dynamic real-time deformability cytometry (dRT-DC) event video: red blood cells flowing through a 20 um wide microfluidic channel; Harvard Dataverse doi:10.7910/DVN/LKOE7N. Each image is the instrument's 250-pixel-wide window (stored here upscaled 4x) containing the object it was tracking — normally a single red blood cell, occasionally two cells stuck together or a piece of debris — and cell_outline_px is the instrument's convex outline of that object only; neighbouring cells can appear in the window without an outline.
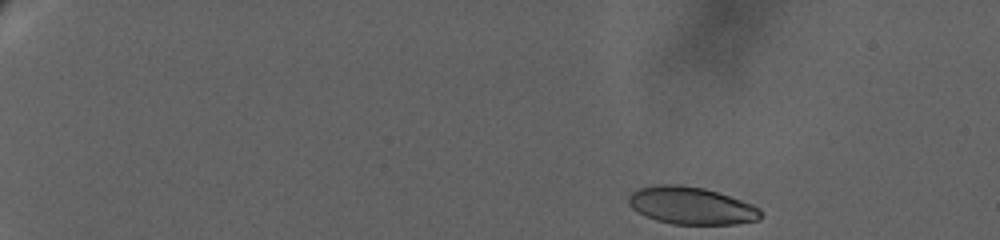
{"species": "human", "species_latin": "Homo sapiens", "temperature_condition": "warm", "stored_images_in_passage": 74, "camera_frame_rate_fps": 3000, "um_per_image_px": 0.085, "donor": {"sex": "female"}, "frame": {"image": 1, "passage_image": 1, "time_ms": 0.0, "image_size_px": [1000, 240], "cell_outline_px": [[760, 220], [736, 224], [672, 224], [656, 220], [632, 208], [628, 204], [628, 196], [632, 192], [640, 188], [660, 184], [680, 184], [704, 188], [752, 204], [760, 208]], "centroid_in_image_um": [58.75, 17.48], "position_along_channel_um": 26.2, "area_um2": 28.61}}
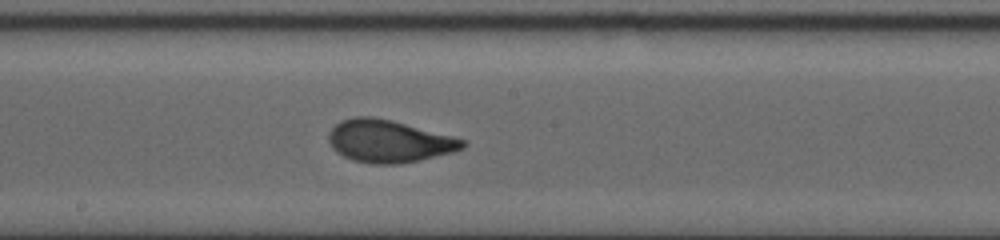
{"frame": {"image": 2, "passage_image": 41, "time_ms": 11.667, "image_size_px": [1000, 240], "cell_outline_px": [[468, 144], [464, 148], [452, 152], [420, 160], [400, 164], [372, 164], [352, 160], [336, 152], [332, 148], [328, 140], [328, 132], [340, 120], [352, 116], [372, 116], [392, 120], [468, 140]], "centroid_in_image_um": [33.05, 11.99], "position_along_channel_um": 215.1, "area_um2": 33.47}}
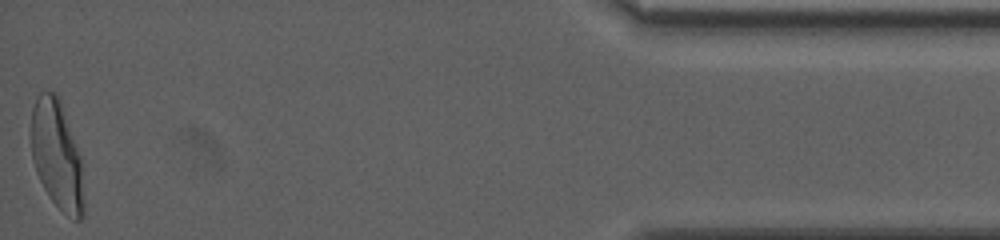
{"frame": {"image": 3, "passage_image": 74, "time_ms": 21.333, "image_size_px": [1000, 240], "cell_outline_px": [[84, 216], [80, 220], [76, 220], [64, 212], [48, 196], [36, 172], [32, 156], [32, 108], [36, 96], [40, 92], [56, 92], [60, 96], [80, 156], [84, 200]], "centroid_in_image_um": [4.85, 13.15], "position_along_channel_um": 430.4, "area_um2": 33.29}, "authors_computed_cell_mechanics": {"area_um2": 32.3391, "velocity_mm_per_s": 2.8929, "shape_relaxation_time_tau1_ms": 5.7982, "shape_relaxation_time_tau2_ms": 1.0418, "deformation_change_tau1": 0.2191, "deformation_change_tau2": 0.0621}}